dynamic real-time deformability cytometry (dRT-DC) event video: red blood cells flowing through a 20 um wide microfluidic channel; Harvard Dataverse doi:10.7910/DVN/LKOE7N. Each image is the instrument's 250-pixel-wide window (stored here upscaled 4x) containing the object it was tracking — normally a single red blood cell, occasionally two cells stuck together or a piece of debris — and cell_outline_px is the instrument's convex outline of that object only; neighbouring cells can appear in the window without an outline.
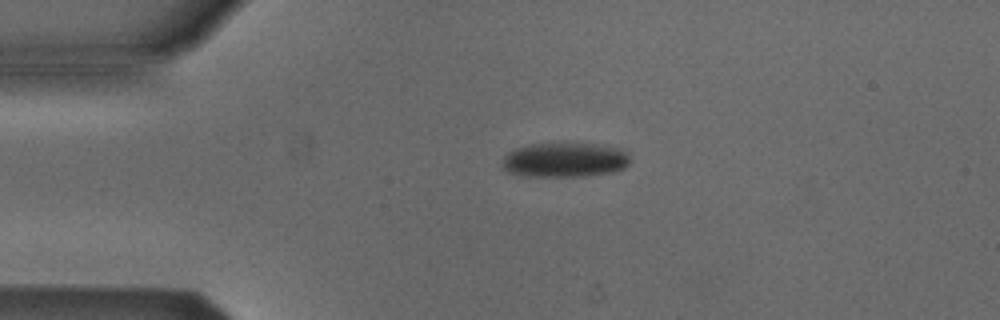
{"species": "Egyptian fruit bat (a non-hibernating species)", "species_latin": "Rousettus aegyptiacus", "temperature_condition": "cold", "stored_images_in_passage": 2, "camera_frame_rate_fps": 3000, "um_per_image_px": 0.085, "animal": {"sex": "male"}, "frame": {"image": 1, "passage_image": 1, "time_ms": 0.0, "image_size_px": [1000, 320], "cell_outline_px": [[628, 164], [624, 168], [612, 172], [584, 176], [524, 176], [508, 172], [500, 164], [504, 156], [508, 152], [516, 148], [528, 144], [564, 140], [596, 144], [616, 148], [624, 152], [628, 156]], "centroid_in_image_um": [47.93, 13.55], "position_along_channel_um": 37.1, "area_um2": 26.47}}